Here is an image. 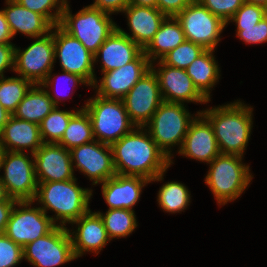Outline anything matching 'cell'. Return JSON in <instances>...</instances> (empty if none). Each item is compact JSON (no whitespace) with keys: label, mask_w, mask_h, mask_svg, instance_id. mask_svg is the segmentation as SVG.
I'll use <instances>...</instances> for the list:
<instances>
[{"label":"cell","mask_w":267,"mask_h":267,"mask_svg":"<svg viewBox=\"0 0 267 267\" xmlns=\"http://www.w3.org/2000/svg\"><path fill=\"white\" fill-rule=\"evenodd\" d=\"M176 19L180 22L185 38L206 50H216L221 34L227 27L218 16L212 14L199 1L193 0Z\"/></svg>","instance_id":"obj_8"},{"label":"cell","mask_w":267,"mask_h":267,"mask_svg":"<svg viewBox=\"0 0 267 267\" xmlns=\"http://www.w3.org/2000/svg\"><path fill=\"white\" fill-rule=\"evenodd\" d=\"M12 114L7 111L3 106L2 104L0 103V133L2 132L4 126L6 125L9 117L11 116Z\"/></svg>","instance_id":"obj_46"},{"label":"cell","mask_w":267,"mask_h":267,"mask_svg":"<svg viewBox=\"0 0 267 267\" xmlns=\"http://www.w3.org/2000/svg\"><path fill=\"white\" fill-rule=\"evenodd\" d=\"M245 2L251 3V4H255V5H259L262 7H265L267 5V0H245Z\"/></svg>","instance_id":"obj_49"},{"label":"cell","mask_w":267,"mask_h":267,"mask_svg":"<svg viewBox=\"0 0 267 267\" xmlns=\"http://www.w3.org/2000/svg\"><path fill=\"white\" fill-rule=\"evenodd\" d=\"M244 157L220 153L209 163L205 184L219 207L234 202L248 189L254 177Z\"/></svg>","instance_id":"obj_4"},{"label":"cell","mask_w":267,"mask_h":267,"mask_svg":"<svg viewBox=\"0 0 267 267\" xmlns=\"http://www.w3.org/2000/svg\"><path fill=\"white\" fill-rule=\"evenodd\" d=\"M191 192L179 181L165 182L158 190L157 202L166 213L184 212L191 203Z\"/></svg>","instance_id":"obj_29"},{"label":"cell","mask_w":267,"mask_h":267,"mask_svg":"<svg viewBox=\"0 0 267 267\" xmlns=\"http://www.w3.org/2000/svg\"><path fill=\"white\" fill-rule=\"evenodd\" d=\"M266 17L265 9L262 6L245 2L236 13L227 21L226 25L235 23L236 30L254 27Z\"/></svg>","instance_id":"obj_37"},{"label":"cell","mask_w":267,"mask_h":267,"mask_svg":"<svg viewBox=\"0 0 267 267\" xmlns=\"http://www.w3.org/2000/svg\"><path fill=\"white\" fill-rule=\"evenodd\" d=\"M2 169L0 180L9 197L17 201H34L38 184L33 153L5 151Z\"/></svg>","instance_id":"obj_10"},{"label":"cell","mask_w":267,"mask_h":267,"mask_svg":"<svg viewBox=\"0 0 267 267\" xmlns=\"http://www.w3.org/2000/svg\"><path fill=\"white\" fill-rule=\"evenodd\" d=\"M129 4L157 8V0H129Z\"/></svg>","instance_id":"obj_47"},{"label":"cell","mask_w":267,"mask_h":267,"mask_svg":"<svg viewBox=\"0 0 267 267\" xmlns=\"http://www.w3.org/2000/svg\"><path fill=\"white\" fill-rule=\"evenodd\" d=\"M13 40L12 33L10 31L9 25L3 13V10H0V43H12Z\"/></svg>","instance_id":"obj_45"},{"label":"cell","mask_w":267,"mask_h":267,"mask_svg":"<svg viewBox=\"0 0 267 267\" xmlns=\"http://www.w3.org/2000/svg\"><path fill=\"white\" fill-rule=\"evenodd\" d=\"M54 58L60 62L62 71L82 77L93 86L97 76L94 69V55L76 38L64 31L59 25L54 26Z\"/></svg>","instance_id":"obj_13"},{"label":"cell","mask_w":267,"mask_h":267,"mask_svg":"<svg viewBox=\"0 0 267 267\" xmlns=\"http://www.w3.org/2000/svg\"><path fill=\"white\" fill-rule=\"evenodd\" d=\"M55 107L46 89L33 84L13 112L15 118L40 124Z\"/></svg>","instance_id":"obj_28"},{"label":"cell","mask_w":267,"mask_h":267,"mask_svg":"<svg viewBox=\"0 0 267 267\" xmlns=\"http://www.w3.org/2000/svg\"><path fill=\"white\" fill-rule=\"evenodd\" d=\"M130 120L144 127L164 101L157 75L151 69L122 98Z\"/></svg>","instance_id":"obj_14"},{"label":"cell","mask_w":267,"mask_h":267,"mask_svg":"<svg viewBox=\"0 0 267 267\" xmlns=\"http://www.w3.org/2000/svg\"><path fill=\"white\" fill-rule=\"evenodd\" d=\"M193 0H157V9L166 17H176Z\"/></svg>","instance_id":"obj_41"},{"label":"cell","mask_w":267,"mask_h":267,"mask_svg":"<svg viewBox=\"0 0 267 267\" xmlns=\"http://www.w3.org/2000/svg\"><path fill=\"white\" fill-rule=\"evenodd\" d=\"M92 123L88 113L83 109L78 111L69 121L61 140L57 143L70 150L73 147L93 142Z\"/></svg>","instance_id":"obj_31"},{"label":"cell","mask_w":267,"mask_h":267,"mask_svg":"<svg viewBox=\"0 0 267 267\" xmlns=\"http://www.w3.org/2000/svg\"><path fill=\"white\" fill-rule=\"evenodd\" d=\"M33 158L37 184L76 178L70 151L57 143H44Z\"/></svg>","instance_id":"obj_18"},{"label":"cell","mask_w":267,"mask_h":267,"mask_svg":"<svg viewBox=\"0 0 267 267\" xmlns=\"http://www.w3.org/2000/svg\"><path fill=\"white\" fill-rule=\"evenodd\" d=\"M1 202H17V200L9 197L4 184L0 180V203Z\"/></svg>","instance_id":"obj_48"},{"label":"cell","mask_w":267,"mask_h":267,"mask_svg":"<svg viewBox=\"0 0 267 267\" xmlns=\"http://www.w3.org/2000/svg\"><path fill=\"white\" fill-rule=\"evenodd\" d=\"M91 7L106 12L107 14H119L129 5V0H93Z\"/></svg>","instance_id":"obj_43"},{"label":"cell","mask_w":267,"mask_h":267,"mask_svg":"<svg viewBox=\"0 0 267 267\" xmlns=\"http://www.w3.org/2000/svg\"><path fill=\"white\" fill-rule=\"evenodd\" d=\"M205 50L202 46L185 40L166 54L161 61L170 67L186 69Z\"/></svg>","instance_id":"obj_35"},{"label":"cell","mask_w":267,"mask_h":267,"mask_svg":"<svg viewBox=\"0 0 267 267\" xmlns=\"http://www.w3.org/2000/svg\"><path fill=\"white\" fill-rule=\"evenodd\" d=\"M105 226L111 241L126 238L138 227L135 211L127 209H107L105 213L96 211Z\"/></svg>","instance_id":"obj_30"},{"label":"cell","mask_w":267,"mask_h":267,"mask_svg":"<svg viewBox=\"0 0 267 267\" xmlns=\"http://www.w3.org/2000/svg\"><path fill=\"white\" fill-rule=\"evenodd\" d=\"M142 52L138 44L116 28L94 55V65L100 62L101 73L108 72L134 61Z\"/></svg>","instance_id":"obj_22"},{"label":"cell","mask_w":267,"mask_h":267,"mask_svg":"<svg viewBox=\"0 0 267 267\" xmlns=\"http://www.w3.org/2000/svg\"><path fill=\"white\" fill-rule=\"evenodd\" d=\"M16 202H1L0 203V235L5 233L7 223L11 212Z\"/></svg>","instance_id":"obj_44"},{"label":"cell","mask_w":267,"mask_h":267,"mask_svg":"<svg viewBox=\"0 0 267 267\" xmlns=\"http://www.w3.org/2000/svg\"><path fill=\"white\" fill-rule=\"evenodd\" d=\"M53 69L49 72V74L47 75V78L41 83L42 87L44 89H46L48 95L50 96V98L52 99L53 103L55 106H58L61 101H63L64 99H66L65 96H67L68 94H65L64 96V92L66 93V91H64V88H72V90L77 89V86H81V85H85L90 87V85L80 76L76 75V74H71L67 71H62V73L60 74H54L53 73ZM60 75V76H59ZM63 81V85L66 86L63 88L62 92H59L58 94V88L60 87L59 83H61ZM60 80V81H58ZM59 82V83H58ZM59 86V87H58ZM71 86V87H70ZM56 87V88H55ZM58 87V88H57ZM62 87V86H61ZM49 89V90H48ZM51 89V90H50ZM54 89V90H53ZM67 90V89H65ZM70 90V89H69ZM54 91V92H53ZM61 91V90H60ZM64 91V92H63ZM57 92V93H56ZM63 96H61L62 94ZM68 93V92H67ZM70 93V92H69ZM54 94V95H53ZM63 98V99H62Z\"/></svg>","instance_id":"obj_34"},{"label":"cell","mask_w":267,"mask_h":267,"mask_svg":"<svg viewBox=\"0 0 267 267\" xmlns=\"http://www.w3.org/2000/svg\"><path fill=\"white\" fill-rule=\"evenodd\" d=\"M214 52L215 50H205L185 69L195 87L208 101H211V91L221 76Z\"/></svg>","instance_id":"obj_27"},{"label":"cell","mask_w":267,"mask_h":267,"mask_svg":"<svg viewBox=\"0 0 267 267\" xmlns=\"http://www.w3.org/2000/svg\"><path fill=\"white\" fill-rule=\"evenodd\" d=\"M151 69L157 75L165 102H195L203 105L210 102L195 87L185 69L167 66L161 60L151 63Z\"/></svg>","instance_id":"obj_17"},{"label":"cell","mask_w":267,"mask_h":267,"mask_svg":"<svg viewBox=\"0 0 267 267\" xmlns=\"http://www.w3.org/2000/svg\"><path fill=\"white\" fill-rule=\"evenodd\" d=\"M3 13L9 25L13 38L17 33L26 37L36 38L52 31L53 24L44 16L32 12L16 0H5Z\"/></svg>","instance_id":"obj_25"},{"label":"cell","mask_w":267,"mask_h":267,"mask_svg":"<svg viewBox=\"0 0 267 267\" xmlns=\"http://www.w3.org/2000/svg\"><path fill=\"white\" fill-rule=\"evenodd\" d=\"M212 14L218 16L225 23L245 3V0H197Z\"/></svg>","instance_id":"obj_39"},{"label":"cell","mask_w":267,"mask_h":267,"mask_svg":"<svg viewBox=\"0 0 267 267\" xmlns=\"http://www.w3.org/2000/svg\"><path fill=\"white\" fill-rule=\"evenodd\" d=\"M33 40L25 49L15 46L13 72L32 84H41L55 65L54 26L50 33Z\"/></svg>","instance_id":"obj_9"},{"label":"cell","mask_w":267,"mask_h":267,"mask_svg":"<svg viewBox=\"0 0 267 267\" xmlns=\"http://www.w3.org/2000/svg\"><path fill=\"white\" fill-rule=\"evenodd\" d=\"M73 170H79L92 182L99 185L113 177L116 172L113 163L111 146L97 140L71 148Z\"/></svg>","instance_id":"obj_15"},{"label":"cell","mask_w":267,"mask_h":267,"mask_svg":"<svg viewBox=\"0 0 267 267\" xmlns=\"http://www.w3.org/2000/svg\"><path fill=\"white\" fill-rule=\"evenodd\" d=\"M34 201H17L5 229V235L24 247L51 232L57 225Z\"/></svg>","instance_id":"obj_12"},{"label":"cell","mask_w":267,"mask_h":267,"mask_svg":"<svg viewBox=\"0 0 267 267\" xmlns=\"http://www.w3.org/2000/svg\"><path fill=\"white\" fill-rule=\"evenodd\" d=\"M69 0L65 4L59 26L68 34L78 39L84 47L95 55L99 47L117 28L112 15L90 5L84 6L72 14Z\"/></svg>","instance_id":"obj_6"},{"label":"cell","mask_w":267,"mask_h":267,"mask_svg":"<svg viewBox=\"0 0 267 267\" xmlns=\"http://www.w3.org/2000/svg\"><path fill=\"white\" fill-rule=\"evenodd\" d=\"M110 146L116 174L143 177L150 183L161 182L171 167L170 160L145 127L136 126Z\"/></svg>","instance_id":"obj_1"},{"label":"cell","mask_w":267,"mask_h":267,"mask_svg":"<svg viewBox=\"0 0 267 267\" xmlns=\"http://www.w3.org/2000/svg\"><path fill=\"white\" fill-rule=\"evenodd\" d=\"M14 49L13 43H0V77H4L7 70L14 71Z\"/></svg>","instance_id":"obj_42"},{"label":"cell","mask_w":267,"mask_h":267,"mask_svg":"<svg viewBox=\"0 0 267 267\" xmlns=\"http://www.w3.org/2000/svg\"><path fill=\"white\" fill-rule=\"evenodd\" d=\"M92 193L93 189L80 187L77 178L38 183L34 202H38L46 214L55 213L49 216L57 226L66 227L90 210Z\"/></svg>","instance_id":"obj_3"},{"label":"cell","mask_w":267,"mask_h":267,"mask_svg":"<svg viewBox=\"0 0 267 267\" xmlns=\"http://www.w3.org/2000/svg\"><path fill=\"white\" fill-rule=\"evenodd\" d=\"M85 106H81L80 109L73 110H60L59 106H55L53 110L42 120L39 124L41 138L44 143H58L66 128L68 127L70 119L80 110H83Z\"/></svg>","instance_id":"obj_32"},{"label":"cell","mask_w":267,"mask_h":267,"mask_svg":"<svg viewBox=\"0 0 267 267\" xmlns=\"http://www.w3.org/2000/svg\"><path fill=\"white\" fill-rule=\"evenodd\" d=\"M177 152L182 157L207 165L220 154L213 127L201 112L191 121L182 146Z\"/></svg>","instance_id":"obj_19"},{"label":"cell","mask_w":267,"mask_h":267,"mask_svg":"<svg viewBox=\"0 0 267 267\" xmlns=\"http://www.w3.org/2000/svg\"><path fill=\"white\" fill-rule=\"evenodd\" d=\"M4 154H5V150L0 145V172H1V165H2V160H3Z\"/></svg>","instance_id":"obj_50"},{"label":"cell","mask_w":267,"mask_h":267,"mask_svg":"<svg viewBox=\"0 0 267 267\" xmlns=\"http://www.w3.org/2000/svg\"><path fill=\"white\" fill-rule=\"evenodd\" d=\"M122 13L126 15L130 33L119 25L117 28L144 49L159 30L166 16L157 8L129 4Z\"/></svg>","instance_id":"obj_23"},{"label":"cell","mask_w":267,"mask_h":267,"mask_svg":"<svg viewBox=\"0 0 267 267\" xmlns=\"http://www.w3.org/2000/svg\"><path fill=\"white\" fill-rule=\"evenodd\" d=\"M186 40L176 17H166L150 43L143 49L151 63L161 60L171 50Z\"/></svg>","instance_id":"obj_26"},{"label":"cell","mask_w":267,"mask_h":267,"mask_svg":"<svg viewBox=\"0 0 267 267\" xmlns=\"http://www.w3.org/2000/svg\"><path fill=\"white\" fill-rule=\"evenodd\" d=\"M200 112L191 114L184 103L163 101L153 114L151 120L144 126L158 148L174 164L173 149L182 146L191 121Z\"/></svg>","instance_id":"obj_5"},{"label":"cell","mask_w":267,"mask_h":267,"mask_svg":"<svg viewBox=\"0 0 267 267\" xmlns=\"http://www.w3.org/2000/svg\"><path fill=\"white\" fill-rule=\"evenodd\" d=\"M95 140L111 145L131 132L136 125L130 120L122 99L103 98L94 94L84 103Z\"/></svg>","instance_id":"obj_7"},{"label":"cell","mask_w":267,"mask_h":267,"mask_svg":"<svg viewBox=\"0 0 267 267\" xmlns=\"http://www.w3.org/2000/svg\"><path fill=\"white\" fill-rule=\"evenodd\" d=\"M32 12L46 17L54 26L59 25L68 0H16Z\"/></svg>","instance_id":"obj_36"},{"label":"cell","mask_w":267,"mask_h":267,"mask_svg":"<svg viewBox=\"0 0 267 267\" xmlns=\"http://www.w3.org/2000/svg\"><path fill=\"white\" fill-rule=\"evenodd\" d=\"M23 260V247L5 234L0 235V267H16Z\"/></svg>","instance_id":"obj_38"},{"label":"cell","mask_w":267,"mask_h":267,"mask_svg":"<svg viewBox=\"0 0 267 267\" xmlns=\"http://www.w3.org/2000/svg\"><path fill=\"white\" fill-rule=\"evenodd\" d=\"M23 259L34 267H56L76 259L68 227L56 226L23 247Z\"/></svg>","instance_id":"obj_11"},{"label":"cell","mask_w":267,"mask_h":267,"mask_svg":"<svg viewBox=\"0 0 267 267\" xmlns=\"http://www.w3.org/2000/svg\"><path fill=\"white\" fill-rule=\"evenodd\" d=\"M235 31L237 38L247 45L267 43V16L259 21L254 27Z\"/></svg>","instance_id":"obj_40"},{"label":"cell","mask_w":267,"mask_h":267,"mask_svg":"<svg viewBox=\"0 0 267 267\" xmlns=\"http://www.w3.org/2000/svg\"><path fill=\"white\" fill-rule=\"evenodd\" d=\"M75 229L68 228L76 259L86 253L98 255L107 243L111 242L100 215L90 209L71 223Z\"/></svg>","instance_id":"obj_20"},{"label":"cell","mask_w":267,"mask_h":267,"mask_svg":"<svg viewBox=\"0 0 267 267\" xmlns=\"http://www.w3.org/2000/svg\"><path fill=\"white\" fill-rule=\"evenodd\" d=\"M150 181L139 176L115 174L101 183L102 197L108 209H127L134 211L140 200L142 190Z\"/></svg>","instance_id":"obj_21"},{"label":"cell","mask_w":267,"mask_h":267,"mask_svg":"<svg viewBox=\"0 0 267 267\" xmlns=\"http://www.w3.org/2000/svg\"><path fill=\"white\" fill-rule=\"evenodd\" d=\"M44 144L39 124L11 115L0 133V145L5 151L35 153Z\"/></svg>","instance_id":"obj_24"},{"label":"cell","mask_w":267,"mask_h":267,"mask_svg":"<svg viewBox=\"0 0 267 267\" xmlns=\"http://www.w3.org/2000/svg\"><path fill=\"white\" fill-rule=\"evenodd\" d=\"M265 9V13H266V16H267V5L264 7Z\"/></svg>","instance_id":"obj_51"},{"label":"cell","mask_w":267,"mask_h":267,"mask_svg":"<svg viewBox=\"0 0 267 267\" xmlns=\"http://www.w3.org/2000/svg\"><path fill=\"white\" fill-rule=\"evenodd\" d=\"M151 70V62L142 52L134 61L120 68L102 73L92 88L103 98L122 99L129 90Z\"/></svg>","instance_id":"obj_16"},{"label":"cell","mask_w":267,"mask_h":267,"mask_svg":"<svg viewBox=\"0 0 267 267\" xmlns=\"http://www.w3.org/2000/svg\"><path fill=\"white\" fill-rule=\"evenodd\" d=\"M33 84L23 77H0V103L11 114Z\"/></svg>","instance_id":"obj_33"},{"label":"cell","mask_w":267,"mask_h":267,"mask_svg":"<svg viewBox=\"0 0 267 267\" xmlns=\"http://www.w3.org/2000/svg\"><path fill=\"white\" fill-rule=\"evenodd\" d=\"M240 99L200 112L211 123L220 153L244 157L253 128V107Z\"/></svg>","instance_id":"obj_2"}]
</instances>
